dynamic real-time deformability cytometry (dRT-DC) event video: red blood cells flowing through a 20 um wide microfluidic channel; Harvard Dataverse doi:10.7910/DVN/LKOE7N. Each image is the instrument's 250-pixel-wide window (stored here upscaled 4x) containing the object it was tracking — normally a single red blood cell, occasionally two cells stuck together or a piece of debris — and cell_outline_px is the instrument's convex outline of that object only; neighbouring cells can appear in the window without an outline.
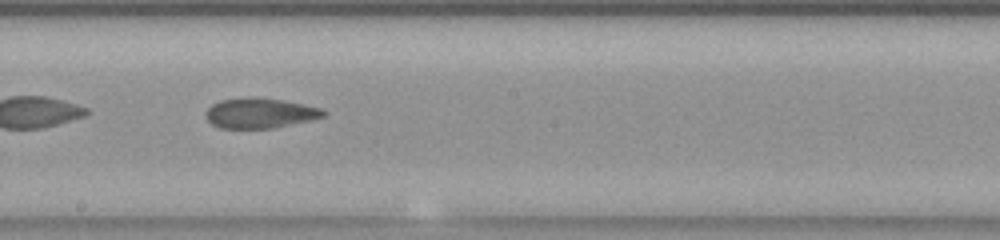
{"species": "common noctule bat (a hibernating species)", "species_latin": "Nyctalus noctula", "temperature_condition": "room temperature", "stored_images_in_passage": 32, "camera_frame_rate_fps": 3000, "um_per_image_px": 0.085, "animal": {"sex": "female", "body_mass_g": 23.0, "forearm_length_mm": 53.4}, "frame": {"image": 1, "passage_image": 14, "time_ms": 4.333, "image_size_px": [1000, 240], "cell_outline_px": [[328, 112], [324, 116], [308, 120], [272, 128], [220, 128], [212, 124], [208, 120], [208, 108], [212, 104], [220, 100], [256, 96], [284, 100], [320, 108]], "centroid_in_image_um": [22.1, 9.6], "position_along_channel_um": 226.1, "area_um2": 20.4}, "authors_computed_cell_mechanics": {"area_um2": 20.5479, "velocity_mm_per_s": 3.8005, "shape_relaxation_time_tau1_ms": null, "shape_relaxation_time_tau2_ms": 3.9176, "deformation_change_tau1": null, "deformation_change_tau2": 0.111}}